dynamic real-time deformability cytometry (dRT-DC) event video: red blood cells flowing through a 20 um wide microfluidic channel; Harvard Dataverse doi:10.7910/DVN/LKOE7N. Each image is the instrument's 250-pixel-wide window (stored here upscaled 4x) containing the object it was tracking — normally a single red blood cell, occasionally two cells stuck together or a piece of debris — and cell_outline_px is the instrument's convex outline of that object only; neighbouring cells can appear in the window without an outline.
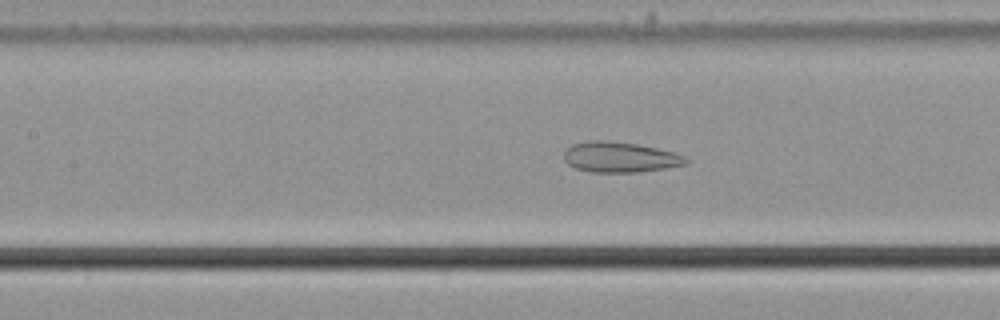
{"species": "common noctule bat (a hibernating species)", "species_latin": "Nyctalus noctula", "temperature_condition": "cold", "stored_images_in_passage": 55, "camera_frame_rate_fps": 3000, "um_per_image_px": 0.085, "animal": {"sex": "male", "body_mass_g": 21.5, "forearm_length_mm": 52.0}, "frame": {"image": 1, "passage_image": 25, "time_ms": 8.0, "image_size_px": [1000, 320], "cell_outline_px": [[688, 164], [668, 168], [640, 172], [592, 172], [576, 168], [568, 164], [564, 160], [564, 152], [572, 144], [592, 140], [604, 140], [636, 144], [656, 148], [672, 152], [684, 156], [688, 160]], "centroid_in_image_um": [52.7, 13.36], "position_along_channel_um": 154.7, "area_um2": 21.56}}
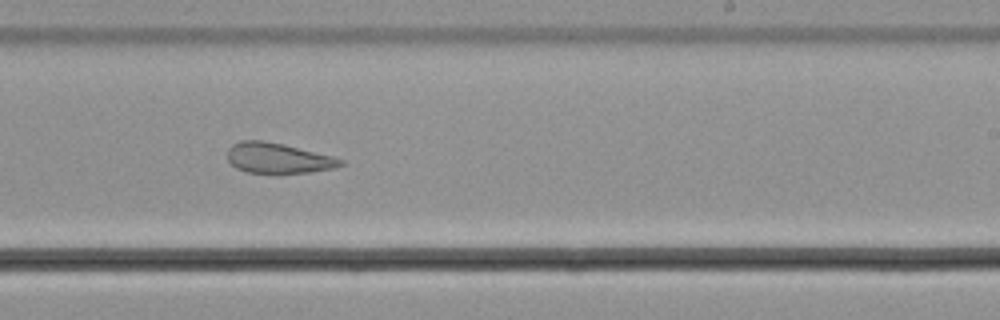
{"frame": {"image": 2, "passage_image": 34, "time_ms": 11.0, "image_size_px": [1000, 320], "cell_outline_px": [[344, 164], [336, 168], [308, 172], [244, 172], [236, 168], [228, 160], [228, 148], [232, 144], [240, 140], [264, 140], [284, 144], [332, 156], [344, 160]], "centroid_in_image_um": [23.62, 13.42], "position_along_channel_um": 265.4, "area_um2": 19.88}}
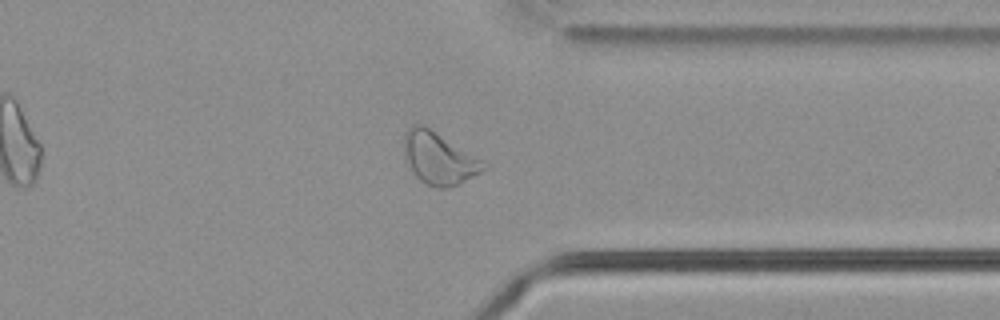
{"frame": {"image": 3, "passage_image": 43, "time_ms": 14.0, "image_size_px": [1000, 320], "cell_outline_px": [[488, 168], [448, 188], [436, 188], [420, 180], [412, 172], [404, 152], [404, 136], [408, 128], [412, 124], [424, 124], [484, 160]], "centroid_in_image_um": [37.31, 13.42], "position_along_channel_um": 374.1, "area_um2": 24.04}, "authors_computed_cell_mechanics": {"area_um2": 26.8192, "velocity_mm_per_s": 3.6986, "shape_relaxation_time_tau1_ms": null, "shape_relaxation_time_tau2_ms": 2.1943, "deformation_change_tau1": null, "deformation_change_tau2": 0.1023}}